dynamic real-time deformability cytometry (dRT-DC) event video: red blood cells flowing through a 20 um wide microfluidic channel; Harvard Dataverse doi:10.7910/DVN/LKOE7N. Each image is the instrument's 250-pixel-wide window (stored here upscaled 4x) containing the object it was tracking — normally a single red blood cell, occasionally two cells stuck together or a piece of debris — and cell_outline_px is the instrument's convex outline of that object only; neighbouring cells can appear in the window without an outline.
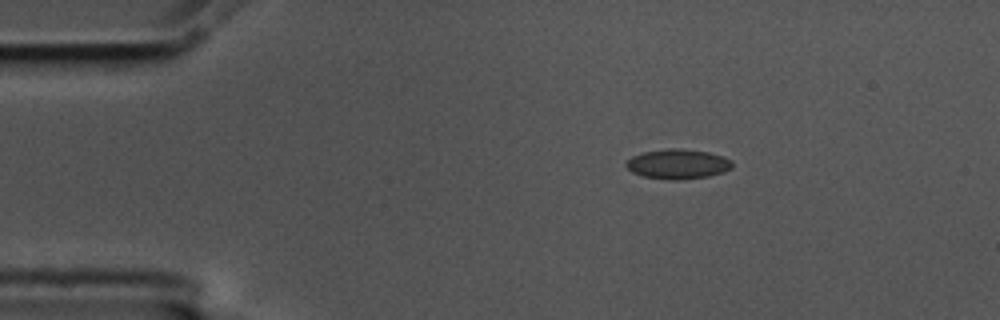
{"species": "common noctule bat (a hibernating species)", "species_latin": "Nyctalus noctula", "temperature_condition": "cold", "stored_images_in_passage": 48, "camera_frame_rate_fps": 3000, "um_per_image_px": 0.085, "animal": {"sex": "male", "body_mass_g": 17.5, "forearm_length_mm": 52.3}, "frame": {"image": 1, "passage_image": 1, "time_ms": 0.0, "image_size_px": [1000, 320], "cell_outline_px": [[732, 168], [724, 172], [708, 176], [676, 180], [672, 180], [644, 176], [632, 172], [624, 164], [632, 156], [644, 152], [668, 148], [680, 148], [708, 152], [724, 156], [732, 160]], "centroid_in_image_um": [57.64, 13.93], "position_along_channel_um": 27.4, "area_um2": 18.38}}
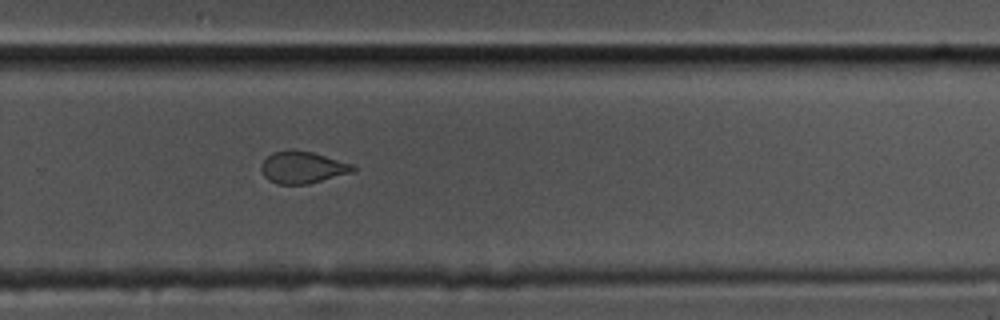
{"frame": {"image": 2, "passage_image": 29, "time_ms": 9.333, "image_size_px": [1000, 320], "cell_outline_px": [[356, 168], [352, 172], [308, 184], [276, 184], [268, 180], [264, 176], [260, 168], [260, 164], [272, 152], [288, 148], [292, 148], [312, 152], [352, 164]], "centroid_in_image_um": [25.65, 14.21], "position_along_channel_um": 304.1, "area_um2": 17.22}}
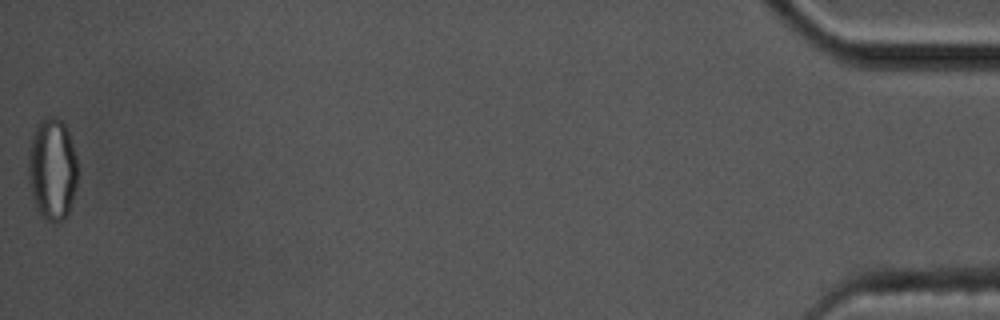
{"frame": {"image": 3, "passage_image": 48, "time_ms": 15.667, "image_size_px": [1000, 320], "cell_outline_px": [[76, 188], [68, 212], [64, 220], [48, 220], [40, 216], [36, 208], [32, 196], [28, 180], [28, 148], [36, 124], [40, 120], [48, 116], [56, 116], [64, 124], [68, 132], [76, 156]], "centroid_in_image_um": [4.41, 14.35], "position_along_channel_um": 430.8, "area_um2": 29.36}, "authors_computed_cell_mechanics": {"area_um2": 17.918, "velocity_mm_per_s": 3.5598, "shape_relaxation_time_tau1_ms": null, "shape_relaxation_time_tau2_ms": 0.9121, "deformation_change_tau1": null, "deformation_change_tau2": 0.0441}}